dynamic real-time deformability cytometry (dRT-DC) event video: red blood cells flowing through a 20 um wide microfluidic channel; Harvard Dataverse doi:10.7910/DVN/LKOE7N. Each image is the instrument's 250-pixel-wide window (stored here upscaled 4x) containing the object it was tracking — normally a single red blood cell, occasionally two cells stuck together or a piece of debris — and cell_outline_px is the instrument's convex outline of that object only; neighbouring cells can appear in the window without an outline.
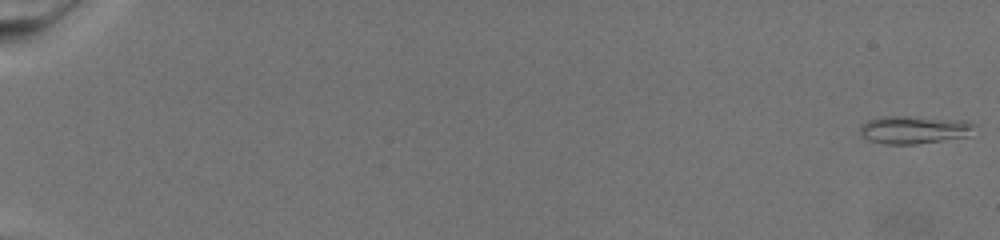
{"species": "common noctule bat (a hibernating species)", "species_latin": "Nyctalus noctula", "temperature_condition": "warm", "stored_images_in_passage": 73, "camera_frame_rate_fps": 3000, "um_per_image_px": 0.085, "animal": {"sex": "female", "body_mass_g": 19.5, "forearm_length_mm": 54.1}, "frame": {"image": 1, "passage_image": 1, "time_ms": 0.0, "image_size_px": [1000, 240], "cell_outline_px": [[976, 124], [968, 136], [916, 144], [884, 144], [868, 140], [860, 136], [860, 124], [868, 120], [880, 116], [904, 116], [968, 120]], "centroid_in_image_um": [77.66, 11.02], "position_along_channel_um": 7.3, "area_um2": 18.79}}
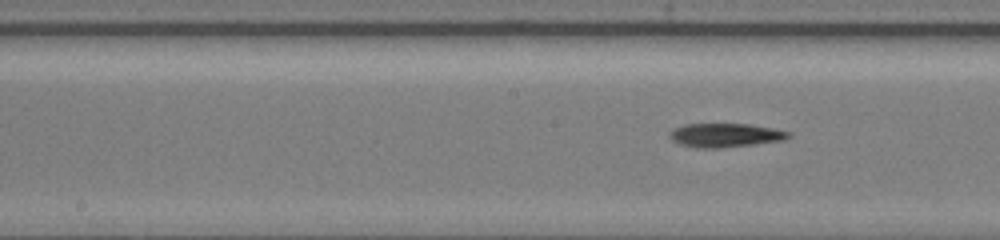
{"frame": {"image": 2, "passage_image": 41, "time_ms": 13.333, "image_size_px": [1000, 240], "cell_outline_px": [[792, 136], [784, 140], [756, 144], [720, 148], [696, 148], [680, 144], [672, 140], [668, 136], [676, 128], [684, 124], [748, 124], [772, 128], [792, 132]], "centroid_in_image_um": [61.69, 11.5], "position_along_channel_um": 186.5, "area_um2": 16.53}}
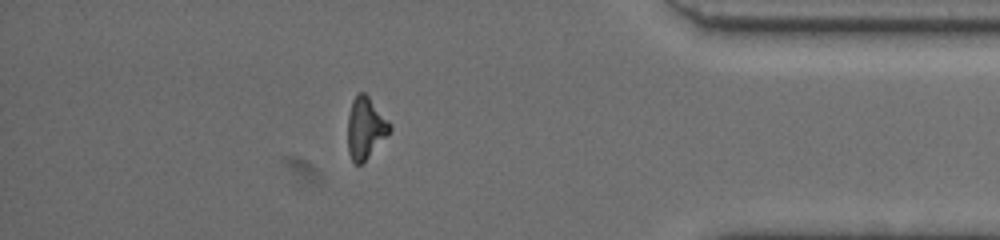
{"frame": {"image": 3, "passage_image": 65, "time_ms": 21.333, "image_size_px": [1000, 240], "cell_outline_px": [[392, 128], [364, 164], [356, 164], [352, 160], [348, 152], [348, 116], [352, 100], [360, 92], [364, 92], [368, 96], [392, 124]], "centroid_in_image_um": [31.07, 10.9], "position_along_channel_um": 404.1, "area_um2": 15.09}}